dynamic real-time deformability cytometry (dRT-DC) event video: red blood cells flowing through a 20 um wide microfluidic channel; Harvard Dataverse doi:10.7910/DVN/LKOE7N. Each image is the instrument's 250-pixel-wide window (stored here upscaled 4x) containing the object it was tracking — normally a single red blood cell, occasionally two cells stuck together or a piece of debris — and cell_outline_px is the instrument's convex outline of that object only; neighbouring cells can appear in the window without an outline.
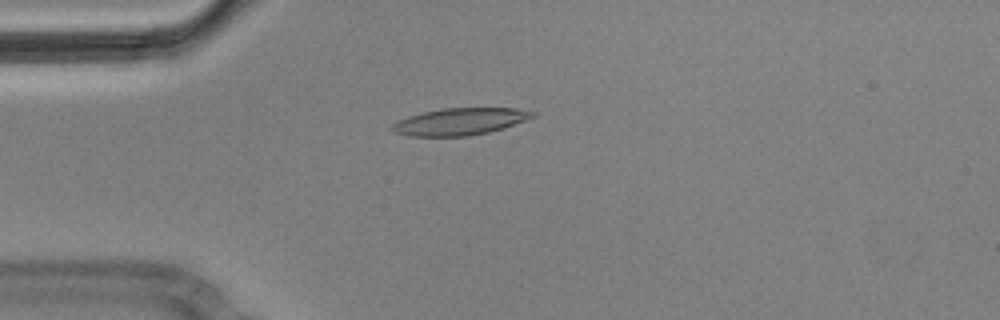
{"species": "Egyptian fruit bat (a non-hibernating species)", "species_latin": "Rousettus aegyptiacus", "temperature_condition": "cold", "stored_images_in_passage": 3, "camera_frame_rate_fps": 3000, "um_per_image_px": 0.085, "animal": {"sex": "male"}, "frame": {"image": 1, "passage_image": 3, "time_ms": 0.667, "image_size_px": [1000, 320], "cell_outline_px": [[536, 116], [504, 128], [488, 132], [468, 136], [408, 136], [392, 132], [388, 128], [392, 124], [408, 116], [440, 108], [516, 108], [536, 112]], "centroid_in_image_um": [39.07, 10.33], "position_along_channel_um": 45.9, "area_um2": 22.2}}